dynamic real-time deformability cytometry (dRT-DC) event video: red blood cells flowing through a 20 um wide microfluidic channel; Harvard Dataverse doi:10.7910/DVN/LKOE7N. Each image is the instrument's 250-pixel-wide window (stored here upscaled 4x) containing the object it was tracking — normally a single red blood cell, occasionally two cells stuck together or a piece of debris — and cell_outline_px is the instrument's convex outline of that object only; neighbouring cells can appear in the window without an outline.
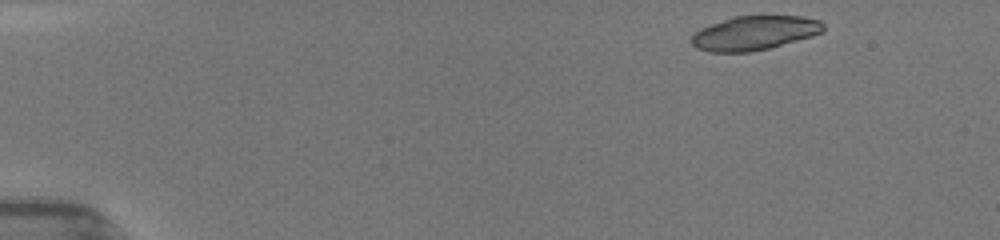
{"species": "common noctule bat (a hibernating species)", "species_latin": "Nyctalus noctula", "temperature_condition": "room temperature", "stored_images_in_passage": 7, "camera_frame_rate_fps": 3000, "um_per_image_px": 0.085, "animal": {"sex": "female", "body_mass_g": 19.5, "forearm_length_mm": 54.1}, "frame": {"image": 1, "passage_image": 1, "time_ms": 0.0, "image_size_px": [1000, 240], "cell_outline_px": [[824, 28], [820, 32], [812, 36], [768, 48], [748, 52], [708, 52], [696, 48], [692, 44], [692, 36], [700, 28], [732, 16], [804, 16], [820, 20], [824, 24]], "centroid_in_image_um": [64.11, 2.8], "position_along_channel_um": 20.9, "area_um2": 26.13}}
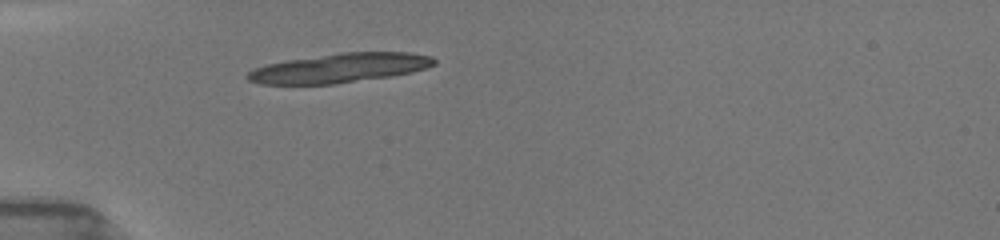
{"frame": {"image": 2, "passage_image": 5, "time_ms": 3.333, "image_size_px": [1000, 240], "cell_outline_px": [[436, 64], [412, 72], [392, 76], [336, 84], [260, 84], [248, 80], [244, 76], [248, 72], [256, 68], [268, 64], [284, 60], [340, 52], [408, 52], [432, 56], [436, 60]], "centroid_in_image_um": [28.87, 5.78], "position_along_channel_um": 56.1, "area_um2": 32.02}}